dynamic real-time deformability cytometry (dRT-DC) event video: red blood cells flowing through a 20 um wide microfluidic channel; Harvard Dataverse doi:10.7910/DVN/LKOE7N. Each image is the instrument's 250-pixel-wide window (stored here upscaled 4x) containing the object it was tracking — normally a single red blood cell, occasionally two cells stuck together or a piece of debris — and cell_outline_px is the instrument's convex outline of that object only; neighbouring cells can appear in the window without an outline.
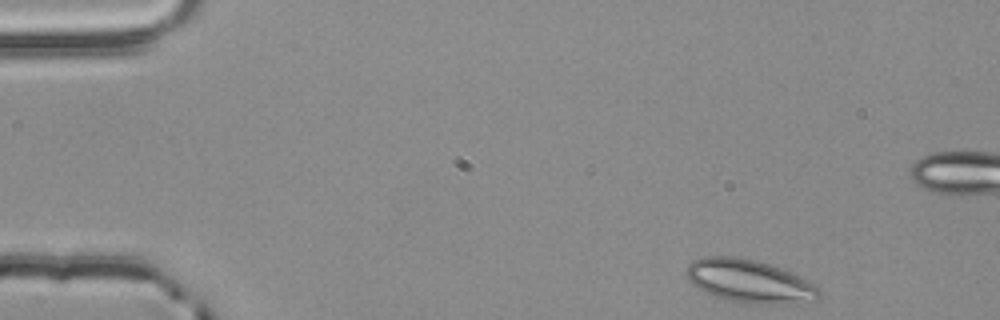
{"species": "common noctule bat (a hibernating species)", "species_latin": "Nyctalus noctula", "temperature_condition": "room temperature", "stored_images_in_passage": 50, "camera_frame_rate_fps": 3000, "um_per_image_px": 0.085, "animal": {"sex": "male", "body_mass_g": 20.4}, "frame": {"image": 1, "passage_image": 1, "time_ms": 0.0, "image_size_px": [1000, 320], "cell_outline_px": [[820, 300], [796, 304], [748, 304], [712, 296], [692, 284], [688, 280], [684, 272], [688, 264], [692, 260], [704, 256], [736, 256], [756, 260], [780, 268], [820, 288]], "centroid_in_image_um": [63.67, 23.92], "position_along_channel_um": 21.3, "area_um2": 33.58}}
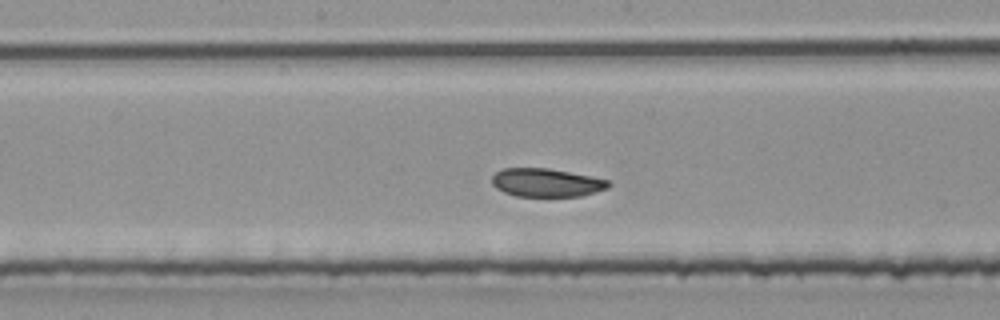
{"frame": {"image": 2, "passage_image": 23, "time_ms": 7.333, "image_size_px": [1000, 320], "cell_outline_px": [[612, 184], [608, 188], [596, 192], [580, 196], [516, 196], [504, 192], [496, 188], [492, 184], [492, 176], [500, 168], [548, 168], [608, 180]], "centroid_in_image_um": [46.42, 15.52], "position_along_channel_um": 201.8, "area_um2": 19.19}}
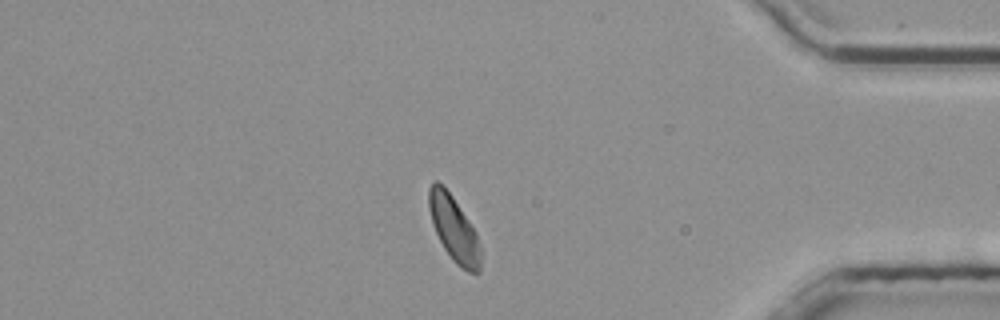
{"frame": {"image": 3, "passage_image": 41, "time_ms": 13.333, "image_size_px": [1000, 320], "cell_outline_px": [[480, 272], [468, 272], [460, 268], [452, 260], [444, 248], [432, 224], [428, 208], [428, 188], [432, 180], [436, 180], [452, 196], [476, 232], [480, 244]], "centroid_in_image_um": [38.56, 19.45], "position_along_channel_um": 396.6, "area_um2": 19.59}, "authors_computed_cell_mechanics": {"area_um2": 20.3456, "velocity_mm_per_s": 3.8025, "shape_relaxation_time_tau1_ms": 10.5371, "shape_relaxation_time_tau2_ms": 2.5755, "deformation_change_tau1": 0.1587, "deformation_change_tau2": 0.0678}}